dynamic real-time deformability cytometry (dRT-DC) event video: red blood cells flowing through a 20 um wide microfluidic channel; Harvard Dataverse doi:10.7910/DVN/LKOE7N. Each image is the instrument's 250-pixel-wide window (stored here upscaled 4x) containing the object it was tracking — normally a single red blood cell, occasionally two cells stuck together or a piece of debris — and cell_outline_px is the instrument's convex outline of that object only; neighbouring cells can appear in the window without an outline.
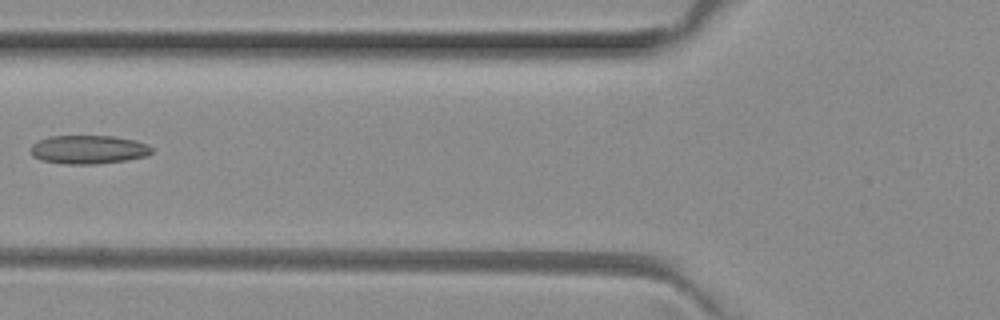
{"species": "common noctule bat (a hibernating species)", "species_latin": "Nyctalus noctula", "temperature_condition": "room temperature", "stored_images_in_passage": 6, "camera_frame_rate_fps": 3000, "um_per_image_px": 0.085, "animal": {"sex": "female", "body_mass_g": 29.2, "forearm_length_mm": 56.3}, "frame": {"image": 1, "passage_image": 6, "time_ms": 1.667, "image_size_px": [1000, 320], "cell_outline_px": [[152, 152], [144, 156], [128, 160], [96, 164], [64, 164], [44, 160], [32, 156], [32, 144], [40, 140], [52, 136], [112, 136], [136, 140], [148, 144], [152, 148]], "centroid_in_image_um": [7.55, 12.71], "position_along_channel_um": 118.2, "area_um2": 20.06}}